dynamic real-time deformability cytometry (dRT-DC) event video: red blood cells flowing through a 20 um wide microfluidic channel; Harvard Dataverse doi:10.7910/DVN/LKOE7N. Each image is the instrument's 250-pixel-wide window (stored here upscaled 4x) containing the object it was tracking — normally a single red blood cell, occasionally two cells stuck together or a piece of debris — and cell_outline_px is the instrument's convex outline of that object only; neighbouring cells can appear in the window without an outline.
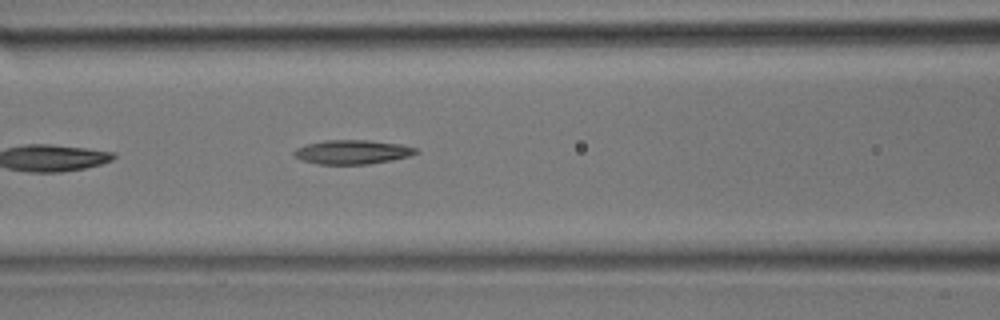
{"species": "common noctule bat (a hibernating species)", "species_latin": "Nyctalus noctula", "temperature_condition": "room temperature", "stored_images_in_passage": 13, "camera_frame_rate_fps": 3000, "um_per_image_px": 0.085, "animal": {"sex": "male", "body_mass_g": 17.9}, "frame": {"image": 1, "passage_image": 13, "time_ms": 4.0, "image_size_px": [1000, 320], "cell_outline_px": [[420, 152], [408, 156], [392, 160], [368, 164], [316, 164], [304, 160], [296, 156], [292, 152], [296, 148], [304, 144], [324, 140], [372, 140], [400, 144], [416, 148]], "centroid_in_image_um": [29.94, 12.91], "position_along_channel_um": 136.7, "area_um2": 17.17}}